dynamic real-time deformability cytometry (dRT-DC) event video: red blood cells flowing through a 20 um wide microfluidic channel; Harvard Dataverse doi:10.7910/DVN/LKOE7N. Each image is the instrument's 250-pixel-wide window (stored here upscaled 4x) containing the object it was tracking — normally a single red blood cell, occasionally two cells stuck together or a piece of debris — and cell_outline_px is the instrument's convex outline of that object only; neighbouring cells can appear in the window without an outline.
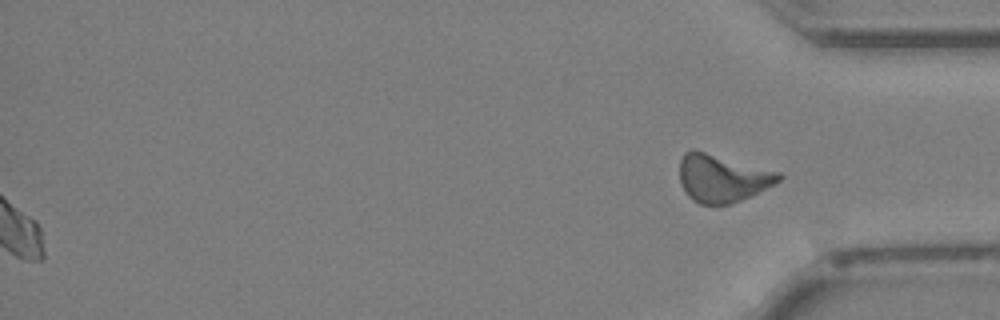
{"species": "Egyptian fruit bat (a non-hibernating species)", "species_latin": "Rousettus aegyptiacus", "temperature_condition": "cold", "stored_images_in_passage": 33, "segment_of_instrument_passage": [2, 2], "camera_frame_rate_fps": 3000, "um_per_image_px": 0.085, "animal": {"sex": "female"}, "frame": {"image": 1, "passage_image": 33, "time_ms": 10.667, "image_size_px": [1000, 320], "cell_outline_px": [[784, 176], [780, 180], [732, 204], [700, 204], [692, 200], [684, 192], [680, 184], [680, 160], [684, 152], [704, 152], [780, 172]], "centroid_in_image_um": [61.36, 15.17], "position_along_channel_um": 373.8, "area_um2": 26.88}}